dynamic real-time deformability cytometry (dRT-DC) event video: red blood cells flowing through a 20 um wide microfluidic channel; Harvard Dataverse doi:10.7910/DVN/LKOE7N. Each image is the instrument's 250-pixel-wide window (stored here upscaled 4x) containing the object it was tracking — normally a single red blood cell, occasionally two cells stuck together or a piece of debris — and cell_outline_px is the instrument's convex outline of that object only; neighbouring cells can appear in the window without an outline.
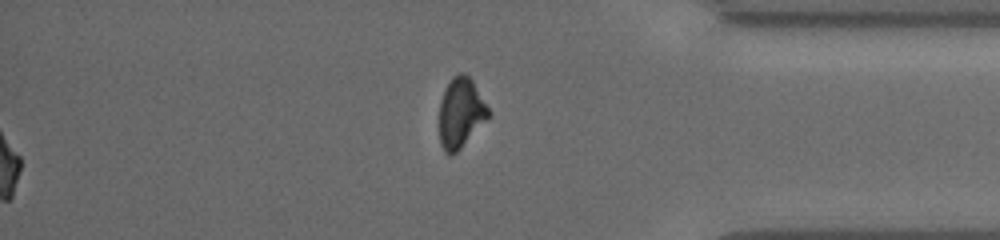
{"species": "common noctule bat (a hibernating species)", "species_latin": "Nyctalus noctula", "temperature_condition": "cold", "stored_images_in_passage": 36, "camera_frame_rate_fps": 3000, "um_per_image_px": 0.085, "animal": {"sex": "female", "body_mass_g": 19.5, "forearm_length_mm": 54.1}, "frame": {"image": 1, "passage_image": 36, "time_ms": 15.333, "image_size_px": [1000, 240], "cell_outline_px": [[492, 112], [460, 148], [456, 152], [444, 152], [440, 144], [440, 100], [452, 76], [460, 72], [464, 72], [472, 80]], "centroid_in_image_um": [39.16, 9.54], "position_along_channel_um": 396.0, "area_um2": 19.59}}